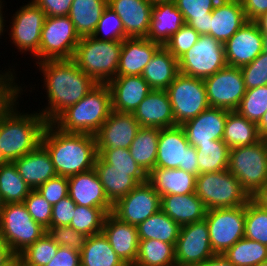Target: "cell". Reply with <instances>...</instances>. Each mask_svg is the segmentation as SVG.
I'll return each mask as SVG.
<instances>
[{"label":"cell","instance_id":"16","mask_svg":"<svg viewBox=\"0 0 267 266\" xmlns=\"http://www.w3.org/2000/svg\"><path fill=\"white\" fill-rule=\"evenodd\" d=\"M214 255L205 219L181 226L175 244L176 266H196Z\"/></svg>","mask_w":267,"mask_h":266},{"label":"cell","instance_id":"32","mask_svg":"<svg viewBox=\"0 0 267 266\" xmlns=\"http://www.w3.org/2000/svg\"><path fill=\"white\" fill-rule=\"evenodd\" d=\"M178 74V59L161 46L145 66L141 76L152 89L166 90Z\"/></svg>","mask_w":267,"mask_h":266},{"label":"cell","instance_id":"8","mask_svg":"<svg viewBox=\"0 0 267 266\" xmlns=\"http://www.w3.org/2000/svg\"><path fill=\"white\" fill-rule=\"evenodd\" d=\"M46 232V228L33 220L24 203L5 204L0 212V237L16 255Z\"/></svg>","mask_w":267,"mask_h":266},{"label":"cell","instance_id":"61","mask_svg":"<svg viewBox=\"0 0 267 266\" xmlns=\"http://www.w3.org/2000/svg\"><path fill=\"white\" fill-rule=\"evenodd\" d=\"M196 266H234L230 263L223 254H215L213 257L205 260Z\"/></svg>","mask_w":267,"mask_h":266},{"label":"cell","instance_id":"12","mask_svg":"<svg viewBox=\"0 0 267 266\" xmlns=\"http://www.w3.org/2000/svg\"><path fill=\"white\" fill-rule=\"evenodd\" d=\"M179 73L205 79L227 66L224 44L210 35L198 41L179 60Z\"/></svg>","mask_w":267,"mask_h":266},{"label":"cell","instance_id":"48","mask_svg":"<svg viewBox=\"0 0 267 266\" xmlns=\"http://www.w3.org/2000/svg\"><path fill=\"white\" fill-rule=\"evenodd\" d=\"M92 36L104 41H123L125 38H128L125 35L120 17L109 7L103 11Z\"/></svg>","mask_w":267,"mask_h":266},{"label":"cell","instance_id":"19","mask_svg":"<svg viewBox=\"0 0 267 266\" xmlns=\"http://www.w3.org/2000/svg\"><path fill=\"white\" fill-rule=\"evenodd\" d=\"M140 128L133 113L112 110L101 128L96 132V149H129Z\"/></svg>","mask_w":267,"mask_h":266},{"label":"cell","instance_id":"14","mask_svg":"<svg viewBox=\"0 0 267 266\" xmlns=\"http://www.w3.org/2000/svg\"><path fill=\"white\" fill-rule=\"evenodd\" d=\"M210 107L236 111L246 92L240 67L226 66L203 79Z\"/></svg>","mask_w":267,"mask_h":266},{"label":"cell","instance_id":"53","mask_svg":"<svg viewBox=\"0 0 267 266\" xmlns=\"http://www.w3.org/2000/svg\"><path fill=\"white\" fill-rule=\"evenodd\" d=\"M220 0H175L185 23L192 18L212 17L211 12Z\"/></svg>","mask_w":267,"mask_h":266},{"label":"cell","instance_id":"24","mask_svg":"<svg viewBox=\"0 0 267 266\" xmlns=\"http://www.w3.org/2000/svg\"><path fill=\"white\" fill-rule=\"evenodd\" d=\"M107 85L111 92L112 110L133 113L153 90L141 75L116 76Z\"/></svg>","mask_w":267,"mask_h":266},{"label":"cell","instance_id":"72","mask_svg":"<svg viewBox=\"0 0 267 266\" xmlns=\"http://www.w3.org/2000/svg\"><path fill=\"white\" fill-rule=\"evenodd\" d=\"M264 50L267 52V37H265V45H264Z\"/></svg>","mask_w":267,"mask_h":266},{"label":"cell","instance_id":"69","mask_svg":"<svg viewBox=\"0 0 267 266\" xmlns=\"http://www.w3.org/2000/svg\"><path fill=\"white\" fill-rule=\"evenodd\" d=\"M153 5L165 2H174L175 0H149Z\"/></svg>","mask_w":267,"mask_h":266},{"label":"cell","instance_id":"44","mask_svg":"<svg viewBox=\"0 0 267 266\" xmlns=\"http://www.w3.org/2000/svg\"><path fill=\"white\" fill-rule=\"evenodd\" d=\"M106 216L107 213L102 208L76 204L69 227L89 237L102 232Z\"/></svg>","mask_w":267,"mask_h":266},{"label":"cell","instance_id":"65","mask_svg":"<svg viewBox=\"0 0 267 266\" xmlns=\"http://www.w3.org/2000/svg\"><path fill=\"white\" fill-rule=\"evenodd\" d=\"M257 129L261 139L267 140V111L264 113L261 120L257 124Z\"/></svg>","mask_w":267,"mask_h":266},{"label":"cell","instance_id":"62","mask_svg":"<svg viewBox=\"0 0 267 266\" xmlns=\"http://www.w3.org/2000/svg\"><path fill=\"white\" fill-rule=\"evenodd\" d=\"M251 199L257 203L260 207L267 210V183L262 186Z\"/></svg>","mask_w":267,"mask_h":266},{"label":"cell","instance_id":"28","mask_svg":"<svg viewBox=\"0 0 267 266\" xmlns=\"http://www.w3.org/2000/svg\"><path fill=\"white\" fill-rule=\"evenodd\" d=\"M19 175L36 190L49 179L57 176L51 156L47 149L40 144L35 150L13 161Z\"/></svg>","mask_w":267,"mask_h":266},{"label":"cell","instance_id":"49","mask_svg":"<svg viewBox=\"0 0 267 266\" xmlns=\"http://www.w3.org/2000/svg\"><path fill=\"white\" fill-rule=\"evenodd\" d=\"M199 36L197 31L185 23L170 37L164 47L179 60L198 41Z\"/></svg>","mask_w":267,"mask_h":266},{"label":"cell","instance_id":"57","mask_svg":"<svg viewBox=\"0 0 267 266\" xmlns=\"http://www.w3.org/2000/svg\"><path fill=\"white\" fill-rule=\"evenodd\" d=\"M45 266H81L80 253L71 248L59 246L56 255Z\"/></svg>","mask_w":267,"mask_h":266},{"label":"cell","instance_id":"58","mask_svg":"<svg viewBox=\"0 0 267 266\" xmlns=\"http://www.w3.org/2000/svg\"><path fill=\"white\" fill-rule=\"evenodd\" d=\"M247 21H254L267 12V0H241Z\"/></svg>","mask_w":267,"mask_h":266},{"label":"cell","instance_id":"34","mask_svg":"<svg viewBox=\"0 0 267 266\" xmlns=\"http://www.w3.org/2000/svg\"><path fill=\"white\" fill-rule=\"evenodd\" d=\"M108 7V0H73L69 18L74 23L80 38L92 36L102 16Z\"/></svg>","mask_w":267,"mask_h":266},{"label":"cell","instance_id":"11","mask_svg":"<svg viewBox=\"0 0 267 266\" xmlns=\"http://www.w3.org/2000/svg\"><path fill=\"white\" fill-rule=\"evenodd\" d=\"M176 125H182L210 107L203 79L179 73L166 89Z\"/></svg>","mask_w":267,"mask_h":266},{"label":"cell","instance_id":"18","mask_svg":"<svg viewBox=\"0 0 267 266\" xmlns=\"http://www.w3.org/2000/svg\"><path fill=\"white\" fill-rule=\"evenodd\" d=\"M265 37L254 21L243 26L224 44L228 66L242 67L264 51Z\"/></svg>","mask_w":267,"mask_h":266},{"label":"cell","instance_id":"17","mask_svg":"<svg viewBox=\"0 0 267 266\" xmlns=\"http://www.w3.org/2000/svg\"><path fill=\"white\" fill-rule=\"evenodd\" d=\"M161 196L146 181L138 184L114 205L112 213L121 221L138 226L161 209Z\"/></svg>","mask_w":267,"mask_h":266},{"label":"cell","instance_id":"47","mask_svg":"<svg viewBox=\"0 0 267 266\" xmlns=\"http://www.w3.org/2000/svg\"><path fill=\"white\" fill-rule=\"evenodd\" d=\"M236 111L251 122L258 124L267 111V85L246 90Z\"/></svg>","mask_w":267,"mask_h":266},{"label":"cell","instance_id":"70","mask_svg":"<svg viewBox=\"0 0 267 266\" xmlns=\"http://www.w3.org/2000/svg\"><path fill=\"white\" fill-rule=\"evenodd\" d=\"M4 206H5L4 200H3L2 196L0 195V212L2 211Z\"/></svg>","mask_w":267,"mask_h":266},{"label":"cell","instance_id":"26","mask_svg":"<svg viewBox=\"0 0 267 266\" xmlns=\"http://www.w3.org/2000/svg\"><path fill=\"white\" fill-rule=\"evenodd\" d=\"M161 46L148 38H125L120 52L117 76L142 75L145 66Z\"/></svg>","mask_w":267,"mask_h":266},{"label":"cell","instance_id":"55","mask_svg":"<svg viewBox=\"0 0 267 266\" xmlns=\"http://www.w3.org/2000/svg\"><path fill=\"white\" fill-rule=\"evenodd\" d=\"M75 207L76 203L69 196L53 205L50 226H69Z\"/></svg>","mask_w":267,"mask_h":266},{"label":"cell","instance_id":"51","mask_svg":"<svg viewBox=\"0 0 267 266\" xmlns=\"http://www.w3.org/2000/svg\"><path fill=\"white\" fill-rule=\"evenodd\" d=\"M23 203L35 222L46 229L50 227L52 206L37 190H32Z\"/></svg>","mask_w":267,"mask_h":266},{"label":"cell","instance_id":"7","mask_svg":"<svg viewBox=\"0 0 267 266\" xmlns=\"http://www.w3.org/2000/svg\"><path fill=\"white\" fill-rule=\"evenodd\" d=\"M195 194L207 210L245 206L251 199L238 179L228 170L196 176Z\"/></svg>","mask_w":267,"mask_h":266},{"label":"cell","instance_id":"71","mask_svg":"<svg viewBox=\"0 0 267 266\" xmlns=\"http://www.w3.org/2000/svg\"><path fill=\"white\" fill-rule=\"evenodd\" d=\"M256 266H267V261L261 262V263L257 264Z\"/></svg>","mask_w":267,"mask_h":266},{"label":"cell","instance_id":"27","mask_svg":"<svg viewBox=\"0 0 267 266\" xmlns=\"http://www.w3.org/2000/svg\"><path fill=\"white\" fill-rule=\"evenodd\" d=\"M210 19V36L225 44L247 21L242 2L220 0Z\"/></svg>","mask_w":267,"mask_h":266},{"label":"cell","instance_id":"3","mask_svg":"<svg viewBox=\"0 0 267 266\" xmlns=\"http://www.w3.org/2000/svg\"><path fill=\"white\" fill-rule=\"evenodd\" d=\"M41 144L49 152L58 176L70 177L94 168L98 155L94 135L63 132L47 123Z\"/></svg>","mask_w":267,"mask_h":266},{"label":"cell","instance_id":"45","mask_svg":"<svg viewBox=\"0 0 267 266\" xmlns=\"http://www.w3.org/2000/svg\"><path fill=\"white\" fill-rule=\"evenodd\" d=\"M244 237L267 246V210L252 199L245 205Z\"/></svg>","mask_w":267,"mask_h":266},{"label":"cell","instance_id":"38","mask_svg":"<svg viewBox=\"0 0 267 266\" xmlns=\"http://www.w3.org/2000/svg\"><path fill=\"white\" fill-rule=\"evenodd\" d=\"M136 227L139 240L156 239L171 244H176L181 229V226L161 209Z\"/></svg>","mask_w":267,"mask_h":266},{"label":"cell","instance_id":"46","mask_svg":"<svg viewBox=\"0 0 267 266\" xmlns=\"http://www.w3.org/2000/svg\"><path fill=\"white\" fill-rule=\"evenodd\" d=\"M59 245L47 232L19 255L25 266H45L56 255Z\"/></svg>","mask_w":267,"mask_h":266},{"label":"cell","instance_id":"35","mask_svg":"<svg viewBox=\"0 0 267 266\" xmlns=\"http://www.w3.org/2000/svg\"><path fill=\"white\" fill-rule=\"evenodd\" d=\"M160 128L140 127L129 147L137 164L148 174L156 167Z\"/></svg>","mask_w":267,"mask_h":266},{"label":"cell","instance_id":"22","mask_svg":"<svg viewBox=\"0 0 267 266\" xmlns=\"http://www.w3.org/2000/svg\"><path fill=\"white\" fill-rule=\"evenodd\" d=\"M153 6L149 0H108V7L120 17L128 38H147Z\"/></svg>","mask_w":267,"mask_h":266},{"label":"cell","instance_id":"25","mask_svg":"<svg viewBox=\"0 0 267 266\" xmlns=\"http://www.w3.org/2000/svg\"><path fill=\"white\" fill-rule=\"evenodd\" d=\"M140 127L168 128L176 126L170 98L166 90L153 89L133 112Z\"/></svg>","mask_w":267,"mask_h":266},{"label":"cell","instance_id":"66","mask_svg":"<svg viewBox=\"0 0 267 266\" xmlns=\"http://www.w3.org/2000/svg\"><path fill=\"white\" fill-rule=\"evenodd\" d=\"M3 266H25V263L20 255H14L9 261Z\"/></svg>","mask_w":267,"mask_h":266},{"label":"cell","instance_id":"23","mask_svg":"<svg viewBox=\"0 0 267 266\" xmlns=\"http://www.w3.org/2000/svg\"><path fill=\"white\" fill-rule=\"evenodd\" d=\"M102 233L126 265L135 264L139 247L136 226L121 221L111 212L105 218Z\"/></svg>","mask_w":267,"mask_h":266},{"label":"cell","instance_id":"41","mask_svg":"<svg viewBox=\"0 0 267 266\" xmlns=\"http://www.w3.org/2000/svg\"><path fill=\"white\" fill-rule=\"evenodd\" d=\"M223 256L234 266H256L267 261V246L244 237L227 249Z\"/></svg>","mask_w":267,"mask_h":266},{"label":"cell","instance_id":"60","mask_svg":"<svg viewBox=\"0 0 267 266\" xmlns=\"http://www.w3.org/2000/svg\"><path fill=\"white\" fill-rule=\"evenodd\" d=\"M210 19H212V17L192 18L186 24L200 35H210Z\"/></svg>","mask_w":267,"mask_h":266},{"label":"cell","instance_id":"67","mask_svg":"<svg viewBox=\"0 0 267 266\" xmlns=\"http://www.w3.org/2000/svg\"><path fill=\"white\" fill-rule=\"evenodd\" d=\"M3 2H5V1L4 0H0V37L5 32L4 31V29H5L4 27L6 26V24H5L6 20L4 19L5 16H3L4 11H2L4 9V4H2Z\"/></svg>","mask_w":267,"mask_h":266},{"label":"cell","instance_id":"29","mask_svg":"<svg viewBox=\"0 0 267 266\" xmlns=\"http://www.w3.org/2000/svg\"><path fill=\"white\" fill-rule=\"evenodd\" d=\"M161 210L180 226L205 219L207 208L195 193L161 196Z\"/></svg>","mask_w":267,"mask_h":266},{"label":"cell","instance_id":"39","mask_svg":"<svg viewBox=\"0 0 267 266\" xmlns=\"http://www.w3.org/2000/svg\"><path fill=\"white\" fill-rule=\"evenodd\" d=\"M136 266H176L175 244L156 239L139 240Z\"/></svg>","mask_w":267,"mask_h":266},{"label":"cell","instance_id":"36","mask_svg":"<svg viewBox=\"0 0 267 266\" xmlns=\"http://www.w3.org/2000/svg\"><path fill=\"white\" fill-rule=\"evenodd\" d=\"M80 261L81 266H126L102 232L86 238Z\"/></svg>","mask_w":267,"mask_h":266},{"label":"cell","instance_id":"4","mask_svg":"<svg viewBox=\"0 0 267 266\" xmlns=\"http://www.w3.org/2000/svg\"><path fill=\"white\" fill-rule=\"evenodd\" d=\"M112 111L107 84H97L79 102L69 106L52 123L63 132L95 135Z\"/></svg>","mask_w":267,"mask_h":266},{"label":"cell","instance_id":"37","mask_svg":"<svg viewBox=\"0 0 267 266\" xmlns=\"http://www.w3.org/2000/svg\"><path fill=\"white\" fill-rule=\"evenodd\" d=\"M260 140L256 123L241 116L237 111L227 110L223 141L230 149L251 145Z\"/></svg>","mask_w":267,"mask_h":266},{"label":"cell","instance_id":"40","mask_svg":"<svg viewBox=\"0 0 267 266\" xmlns=\"http://www.w3.org/2000/svg\"><path fill=\"white\" fill-rule=\"evenodd\" d=\"M196 152L199 174L227 170L230 147L223 140L202 144Z\"/></svg>","mask_w":267,"mask_h":266},{"label":"cell","instance_id":"21","mask_svg":"<svg viewBox=\"0 0 267 266\" xmlns=\"http://www.w3.org/2000/svg\"><path fill=\"white\" fill-rule=\"evenodd\" d=\"M68 196L80 206L102 208L107 214L113 211L95 169L68 177Z\"/></svg>","mask_w":267,"mask_h":266},{"label":"cell","instance_id":"68","mask_svg":"<svg viewBox=\"0 0 267 266\" xmlns=\"http://www.w3.org/2000/svg\"><path fill=\"white\" fill-rule=\"evenodd\" d=\"M9 163V161L4 157L2 151L0 150V167Z\"/></svg>","mask_w":267,"mask_h":266},{"label":"cell","instance_id":"31","mask_svg":"<svg viewBox=\"0 0 267 266\" xmlns=\"http://www.w3.org/2000/svg\"><path fill=\"white\" fill-rule=\"evenodd\" d=\"M148 182L160 195L195 193L196 175L182 169L155 167L148 173Z\"/></svg>","mask_w":267,"mask_h":266},{"label":"cell","instance_id":"56","mask_svg":"<svg viewBox=\"0 0 267 266\" xmlns=\"http://www.w3.org/2000/svg\"><path fill=\"white\" fill-rule=\"evenodd\" d=\"M46 16H67L70 13L73 0H32Z\"/></svg>","mask_w":267,"mask_h":266},{"label":"cell","instance_id":"20","mask_svg":"<svg viewBox=\"0 0 267 266\" xmlns=\"http://www.w3.org/2000/svg\"><path fill=\"white\" fill-rule=\"evenodd\" d=\"M227 110L209 107L198 116L181 125L190 145L196 149L202 144L223 140Z\"/></svg>","mask_w":267,"mask_h":266},{"label":"cell","instance_id":"1","mask_svg":"<svg viewBox=\"0 0 267 266\" xmlns=\"http://www.w3.org/2000/svg\"><path fill=\"white\" fill-rule=\"evenodd\" d=\"M21 87L0 91V150L9 162L35 150L41 144L48 123L38 111L29 114L17 110Z\"/></svg>","mask_w":267,"mask_h":266},{"label":"cell","instance_id":"9","mask_svg":"<svg viewBox=\"0 0 267 266\" xmlns=\"http://www.w3.org/2000/svg\"><path fill=\"white\" fill-rule=\"evenodd\" d=\"M74 23L69 16H47L42 27L37 62L44 60L72 59L80 41ZM36 57V58H35Z\"/></svg>","mask_w":267,"mask_h":266},{"label":"cell","instance_id":"52","mask_svg":"<svg viewBox=\"0 0 267 266\" xmlns=\"http://www.w3.org/2000/svg\"><path fill=\"white\" fill-rule=\"evenodd\" d=\"M47 234L59 245L81 252L87 236L69 226H50Z\"/></svg>","mask_w":267,"mask_h":266},{"label":"cell","instance_id":"6","mask_svg":"<svg viewBox=\"0 0 267 266\" xmlns=\"http://www.w3.org/2000/svg\"><path fill=\"white\" fill-rule=\"evenodd\" d=\"M227 170L252 197L267 183V140L230 149Z\"/></svg>","mask_w":267,"mask_h":266},{"label":"cell","instance_id":"59","mask_svg":"<svg viewBox=\"0 0 267 266\" xmlns=\"http://www.w3.org/2000/svg\"><path fill=\"white\" fill-rule=\"evenodd\" d=\"M9 70H3L4 72L0 70V91H13L16 89L17 84L15 79L18 78L15 77L17 76L16 71H14V68Z\"/></svg>","mask_w":267,"mask_h":266},{"label":"cell","instance_id":"64","mask_svg":"<svg viewBox=\"0 0 267 266\" xmlns=\"http://www.w3.org/2000/svg\"><path fill=\"white\" fill-rule=\"evenodd\" d=\"M254 22L257 24L260 32L264 35V37H267V12L261 14L254 20Z\"/></svg>","mask_w":267,"mask_h":266},{"label":"cell","instance_id":"13","mask_svg":"<svg viewBox=\"0 0 267 266\" xmlns=\"http://www.w3.org/2000/svg\"><path fill=\"white\" fill-rule=\"evenodd\" d=\"M205 220L215 254H223L244 238L245 206L207 210Z\"/></svg>","mask_w":267,"mask_h":266},{"label":"cell","instance_id":"5","mask_svg":"<svg viewBox=\"0 0 267 266\" xmlns=\"http://www.w3.org/2000/svg\"><path fill=\"white\" fill-rule=\"evenodd\" d=\"M122 43L98 40L93 36L82 37L72 60L98 84H107L117 76Z\"/></svg>","mask_w":267,"mask_h":266},{"label":"cell","instance_id":"43","mask_svg":"<svg viewBox=\"0 0 267 266\" xmlns=\"http://www.w3.org/2000/svg\"><path fill=\"white\" fill-rule=\"evenodd\" d=\"M98 156L110 164V169L132 171V177L140 184L148 181V174L130 155L129 149H97Z\"/></svg>","mask_w":267,"mask_h":266},{"label":"cell","instance_id":"63","mask_svg":"<svg viewBox=\"0 0 267 266\" xmlns=\"http://www.w3.org/2000/svg\"><path fill=\"white\" fill-rule=\"evenodd\" d=\"M15 254L11 251L10 247L0 237V266H3Z\"/></svg>","mask_w":267,"mask_h":266},{"label":"cell","instance_id":"2","mask_svg":"<svg viewBox=\"0 0 267 266\" xmlns=\"http://www.w3.org/2000/svg\"><path fill=\"white\" fill-rule=\"evenodd\" d=\"M36 65L43 74V89L48 99L47 106L38 112L48 123H52L69 106L79 102L98 84L72 59L44 60Z\"/></svg>","mask_w":267,"mask_h":266},{"label":"cell","instance_id":"54","mask_svg":"<svg viewBox=\"0 0 267 266\" xmlns=\"http://www.w3.org/2000/svg\"><path fill=\"white\" fill-rule=\"evenodd\" d=\"M36 190L53 206L68 196V177L57 175L43 183Z\"/></svg>","mask_w":267,"mask_h":266},{"label":"cell","instance_id":"50","mask_svg":"<svg viewBox=\"0 0 267 266\" xmlns=\"http://www.w3.org/2000/svg\"><path fill=\"white\" fill-rule=\"evenodd\" d=\"M240 69L247 90L267 85V52L264 50L251 63Z\"/></svg>","mask_w":267,"mask_h":266},{"label":"cell","instance_id":"15","mask_svg":"<svg viewBox=\"0 0 267 266\" xmlns=\"http://www.w3.org/2000/svg\"><path fill=\"white\" fill-rule=\"evenodd\" d=\"M13 15L12 25L9 26L11 31L8 32L10 42L21 54L31 51L34 57L39 52L42 27L47 16L32 0Z\"/></svg>","mask_w":267,"mask_h":266},{"label":"cell","instance_id":"30","mask_svg":"<svg viewBox=\"0 0 267 266\" xmlns=\"http://www.w3.org/2000/svg\"><path fill=\"white\" fill-rule=\"evenodd\" d=\"M185 24L175 2L158 3L153 6L147 38L162 46Z\"/></svg>","mask_w":267,"mask_h":266},{"label":"cell","instance_id":"42","mask_svg":"<svg viewBox=\"0 0 267 266\" xmlns=\"http://www.w3.org/2000/svg\"><path fill=\"white\" fill-rule=\"evenodd\" d=\"M31 191L13 162L0 167V195L5 204L23 203Z\"/></svg>","mask_w":267,"mask_h":266},{"label":"cell","instance_id":"33","mask_svg":"<svg viewBox=\"0 0 267 266\" xmlns=\"http://www.w3.org/2000/svg\"><path fill=\"white\" fill-rule=\"evenodd\" d=\"M94 169L108 200L113 205L139 184L132 177V171L110 169V164L104 162L98 155L95 159Z\"/></svg>","mask_w":267,"mask_h":266},{"label":"cell","instance_id":"10","mask_svg":"<svg viewBox=\"0 0 267 266\" xmlns=\"http://www.w3.org/2000/svg\"><path fill=\"white\" fill-rule=\"evenodd\" d=\"M197 158L196 148L189 144L180 125L160 129L156 167L179 168L198 176Z\"/></svg>","mask_w":267,"mask_h":266}]
</instances>
